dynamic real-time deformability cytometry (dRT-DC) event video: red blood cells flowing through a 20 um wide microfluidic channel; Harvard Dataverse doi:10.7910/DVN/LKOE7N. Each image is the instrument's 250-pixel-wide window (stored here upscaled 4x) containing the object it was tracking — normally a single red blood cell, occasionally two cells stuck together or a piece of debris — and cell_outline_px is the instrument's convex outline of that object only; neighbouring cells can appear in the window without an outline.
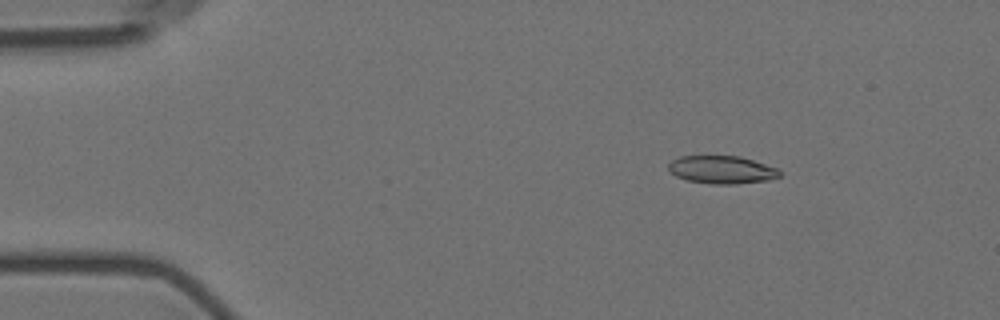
{"species": "Egyptian fruit bat (a non-hibernating species)", "species_latin": "Rousettus aegyptiacus", "temperature_condition": "room temperature", "stored_images_in_passage": 4, "camera_frame_rate_fps": 3000, "um_per_image_px": 0.085, "animal": {"sex": "female"}, "frame": {"image": 1, "passage_image": 2, "time_ms": 1.333, "image_size_px": [1000, 320], "cell_outline_px": [[780, 176], [768, 180], [736, 184], [712, 184], [688, 180], [676, 176], [668, 172], [668, 164], [672, 160], [680, 156], [740, 156], [776, 168], [780, 172]], "centroid_in_image_um": [61.31, 14.43], "position_along_channel_um": 23.7, "area_um2": 17.98}}